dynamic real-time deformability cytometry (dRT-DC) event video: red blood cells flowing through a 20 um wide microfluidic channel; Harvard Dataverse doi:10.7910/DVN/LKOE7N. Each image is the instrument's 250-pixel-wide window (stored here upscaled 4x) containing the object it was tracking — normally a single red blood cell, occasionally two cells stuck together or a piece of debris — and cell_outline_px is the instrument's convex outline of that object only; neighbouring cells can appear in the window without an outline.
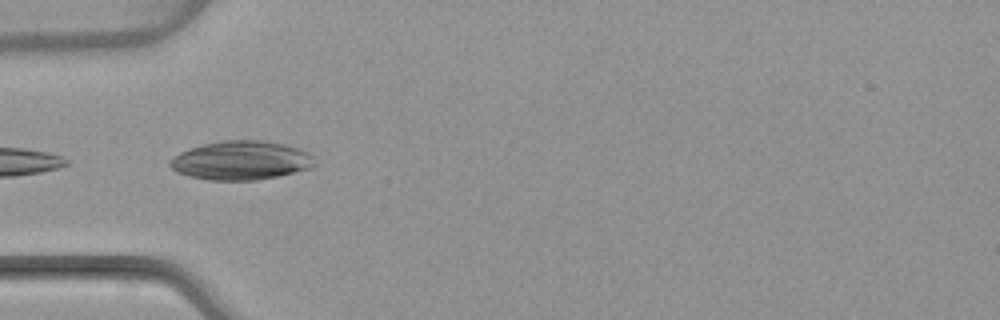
{"species": "common noctule bat (a hibernating species)", "species_latin": "Nyctalus noctula", "temperature_condition": "warm", "stored_images_in_passage": 6, "camera_frame_rate_fps": 3000, "um_per_image_px": 0.085, "animal": {"sex": "female", "body_mass_g": 22.7, "forearm_length_mm": 54.2}, "frame": {"image": 1, "passage_image": 5, "time_ms": 4.667, "image_size_px": [1000, 320], "cell_outline_px": [[316, 164], [312, 168], [276, 176], [256, 180], [208, 180], [188, 176], [176, 172], [168, 164], [168, 160], [172, 156], [180, 152], [204, 144], [224, 140], [264, 140], [284, 144], [308, 152], [312, 156]], "centroid_in_image_um": [20.46, 13.64], "position_along_channel_um": 64.5, "area_um2": 32.83}}
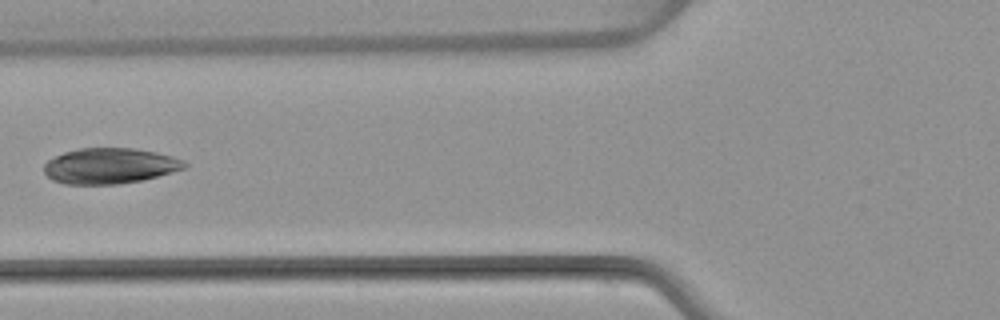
{"frame": {"image": 2, "passage_image": 6, "time_ms": 6.0, "image_size_px": [1000, 320], "cell_outline_px": [[188, 168], [140, 180], [120, 184], [64, 184], [52, 180], [44, 172], [44, 164], [48, 160], [64, 152], [80, 148], [136, 148], [156, 152], [172, 156], [184, 160], [188, 164]], "centroid_in_image_um": [9.35, 14.09], "position_along_channel_um": 116.5, "area_um2": 29.25}}